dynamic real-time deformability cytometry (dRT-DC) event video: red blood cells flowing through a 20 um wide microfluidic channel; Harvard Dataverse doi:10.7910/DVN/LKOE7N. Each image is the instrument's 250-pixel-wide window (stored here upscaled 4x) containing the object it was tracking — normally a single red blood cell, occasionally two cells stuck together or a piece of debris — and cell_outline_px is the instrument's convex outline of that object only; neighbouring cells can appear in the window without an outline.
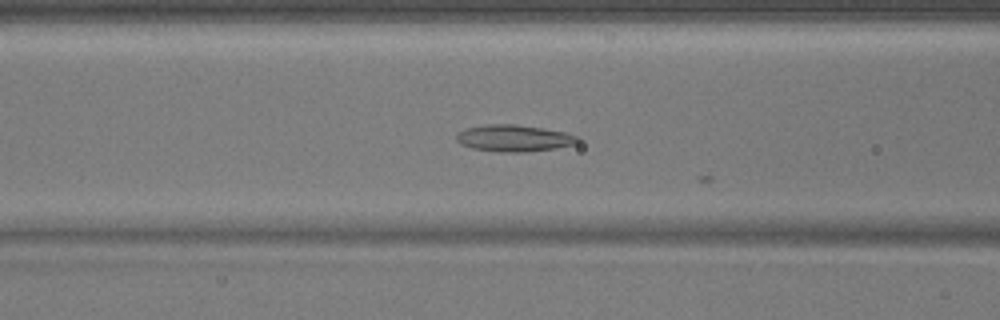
{"species": "common noctule bat (a hibernating species)", "species_latin": "Nyctalus noctula", "temperature_condition": "warm", "stored_images_in_passage": 32, "camera_frame_rate_fps": 3000, "um_per_image_px": 0.085, "animal": {"sex": "male", "body_mass_g": 17.9}, "frame": {"image": 1, "passage_image": 22, "time_ms": 7.0, "image_size_px": [1000, 320], "cell_outline_px": [[580, 140], [576, 144], [556, 148], [520, 152], [496, 152], [472, 148], [460, 144], [456, 140], [456, 132], [464, 128], [488, 124], [516, 124], [544, 128], [564, 132], [580, 136]], "centroid_in_image_um": [43.67, 11.74], "position_along_channel_um": 122.9, "area_um2": 19.13}}
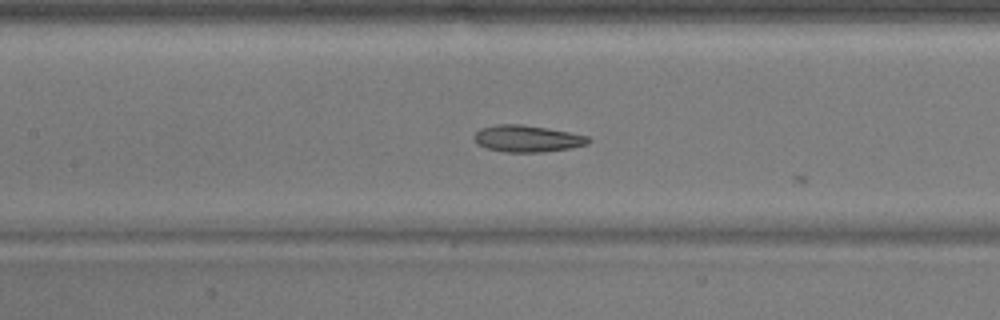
{"frame": {"image": 2, "passage_image": 25, "time_ms": 8.0, "image_size_px": [1000, 320], "cell_outline_px": [[592, 140], [588, 144], [572, 148], [544, 152], [504, 152], [488, 148], [476, 144], [472, 136], [480, 128], [496, 124], [520, 124], [568, 132], [588, 136]], "centroid_in_image_um": [44.79, 11.79], "position_along_channel_um": 162.6, "area_um2": 17.86}}
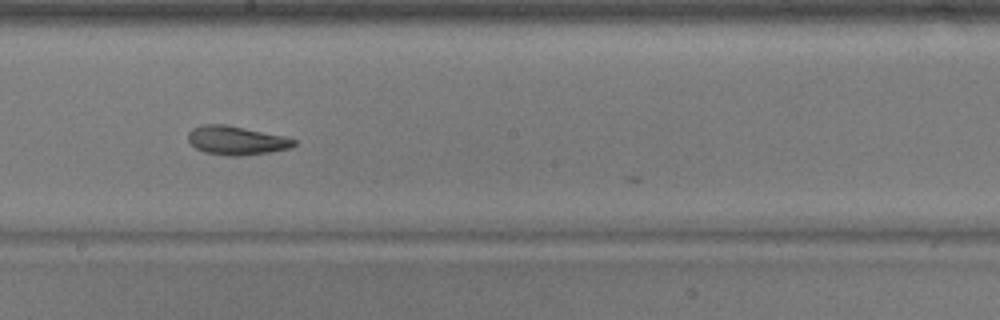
{"frame": {"image": 3, "passage_image": 30, "time_ms": 9.667, "image_size_px": [1000, 320], "cell_outline_px": [[296, 144], [288, 148], [268, 152], [240, 156], [228, 156], [204, 152], [196, 148], [188, 140], [188, 132], [192, 128], [200, 124], [224, 124], [284, 136], [296, 140]], "centroid_in_image_um": [20.04, 11.93], "position_along_channel_um": 228.2, "area_um2": 17.63}}